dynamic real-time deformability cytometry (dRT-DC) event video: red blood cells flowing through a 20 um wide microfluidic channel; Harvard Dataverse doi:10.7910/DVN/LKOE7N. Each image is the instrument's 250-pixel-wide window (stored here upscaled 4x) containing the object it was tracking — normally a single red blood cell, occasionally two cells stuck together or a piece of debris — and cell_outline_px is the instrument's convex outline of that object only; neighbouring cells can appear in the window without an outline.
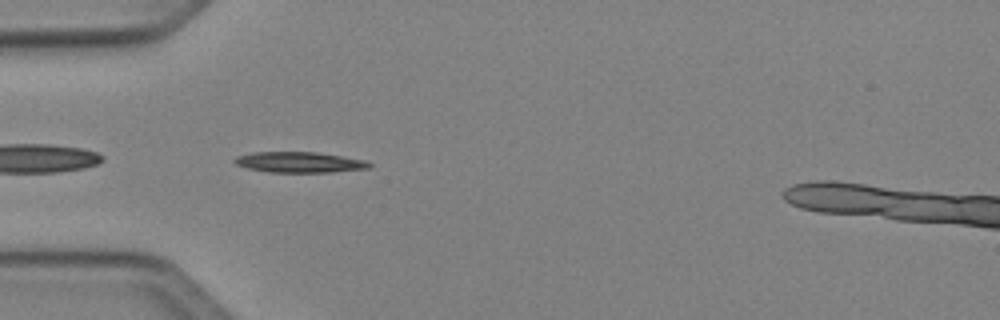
{"species": "Egyptian fruit bat (a non-hibernating species)", "species_latin": "Rousettus aegyptiacus", "temperature_condition": "cold", "stored_images_in_passage": 37, "camera_frame_rate_fps": 3000, "um_per_image_px": 0.085, "animal": {"sex": "female"}, "frame": {"image": 1, "passage_image": 2, "time_ms": 0.333, "image_size_px": [1000, 320], "cell_outline_px": [[372, 168], [332, 172], [268, 172], [248, 168], [236, 164], [232, 160], [236, 156], [252, 152], [316, 152], [344, 156], [364, 160], [372, 164]], "centroid_in_image_um": [25.46, 13.79], "position_along_channel_um": 59.5, "area_um2": 16.3}}
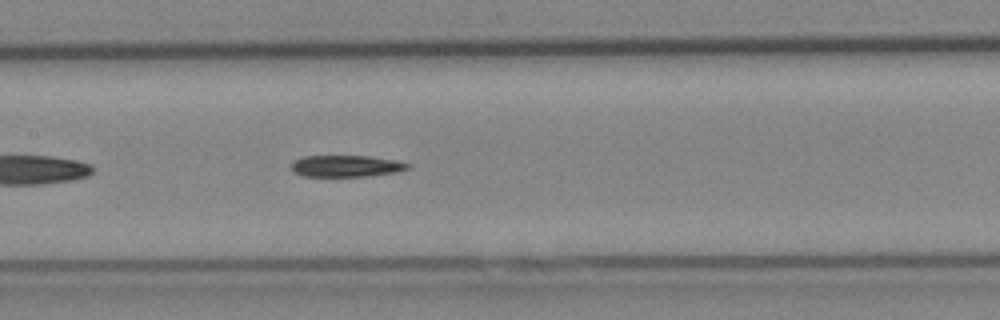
{"frame": {"image": 2, "passage_image": 11, "time_ms": 3.333, "image_size_px": [1000, 320], "cell_outline_px": [[412, 168], [396, 172], [368, 176], [304, 176], [292, 172], [292, 160], [304, 156], [368, 156], [396, 160], [412, 164]], "centroid_in_image_um": [29.45, 14.11], "position_along_channel_um": 178.0, "area_um2": 14.8}}
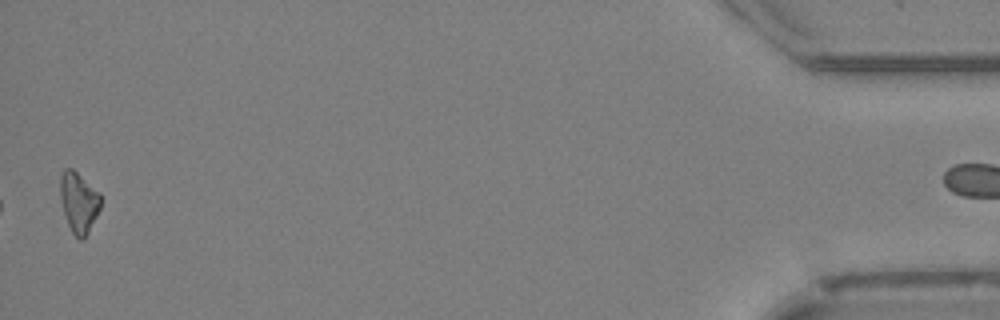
{"frame": {"image": 3, "passage_image": 36, "time_ms": 11.667, "image_size_px": [1000, 320], "cell_outline_px": [[100, 208], [84, 240], [80, 240], [72, 232], [68, 224], [64, 212], [60, 196], [60, 176], [64, 168], [72, 168], [100, 192]], "centroid_in_image_um": [6.69, 17.18], "position_along_channel_um": 428.5, "area_um2": 14.16}}